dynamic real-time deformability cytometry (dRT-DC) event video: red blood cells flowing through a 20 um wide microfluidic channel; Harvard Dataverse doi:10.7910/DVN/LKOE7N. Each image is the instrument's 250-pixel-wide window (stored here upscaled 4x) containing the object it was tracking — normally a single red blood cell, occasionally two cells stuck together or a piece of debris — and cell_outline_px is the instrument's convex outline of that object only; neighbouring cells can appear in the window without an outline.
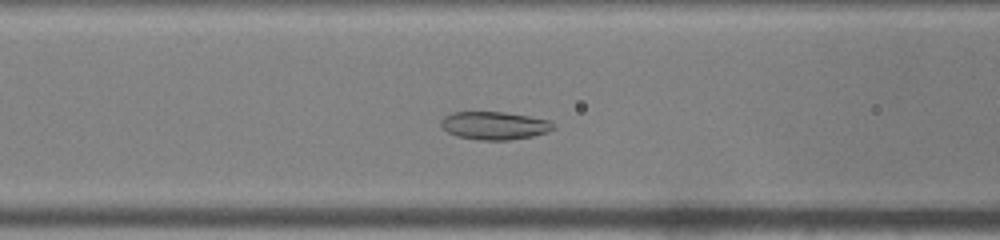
{"species": "common noctule bat (a hibernating species)", "species_latin": "Nyctalus noctula", "temperature_condition": "warm", "stored_images_in_passage": 42, "camera_frame_rate_fps": 3000, "um_per_image_px": 0.085, "animal": {"sex": "male", "body_mass_g": 19.0, "forearm_length_mm": 50.8}, "frame": {"image": 1, "passage_image": 13, "time_ms": 4.0, "image_size_px": [1000, 240], "cell_outline_px": [[556, 128], [532, 136], [508, 140], [480, 140], [456, 136], [448, 132], [440, 124], [440, 120], [444, 116], [452, 112], [504, 112], [528, 116], [548, 120], [556, 124]], "centroid_in_image_um": [42.01, 10.67], "position_along_channel_um": 124.6, "area_um2": 18.26}}
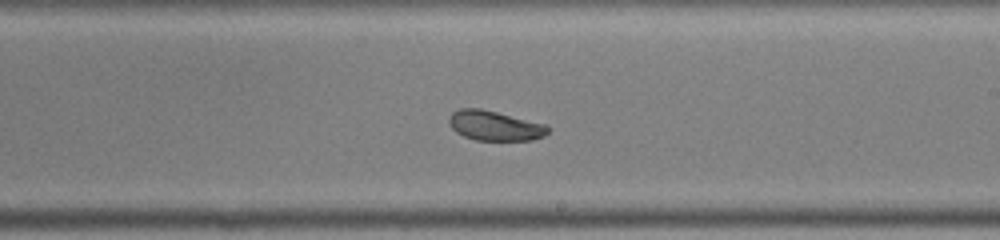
{"frame": {"image": 2, "passage_image": 22, "time_ms": 7.0, "image_size_px": [1000, 240], "cell_outline_px": [[548, 132], [544, 136], [532, 140], [476, 140], [464, 136], [456, 132], [448, 124], [448, 116], [452, 112], [460, 108], [480, 108], [548, 124]], "centroid_in_image_um": [42.04, 10.67], "position_along_channel_um": 247.0, "area_um2": 17.34}}
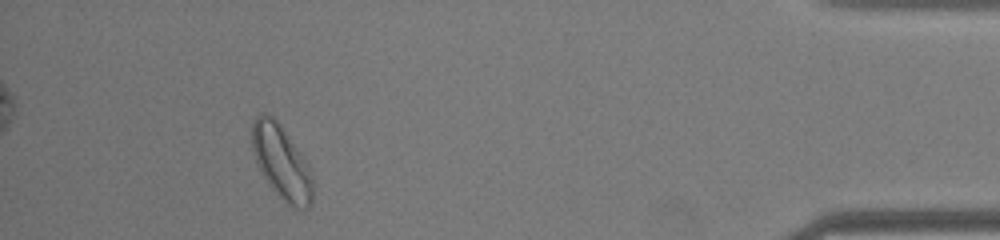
{"frame": {"image": 3, "passage_image": 38, "time_ms": 12.333, "image_size_px": [1000, 240], "cell_outline_px": [[312, 204], [308, 208], [292, 208], [272, 188], [260, 172], [252, 148], [252, 120], [256, 116], [264, 112], [272, 116], [276, 120], [300, 152], [308, 164], [312, 176]], "centroid_in_image_um": [23.92, 13.79], "position_along_channel_um": 411.3, "area_um2": 25.84}, "authors_computed_cell_mechanics": {"area_um2": 19.2763, "velocity_mm_per_s": 4.092, "shape_relaxation_time_tau1_ms": 6.1537, "shape_relaxation_time_tau2_ms": 2.532, "deformation_change_tau1": 0.1054, "deformation_change_tau2": 0.0646}}